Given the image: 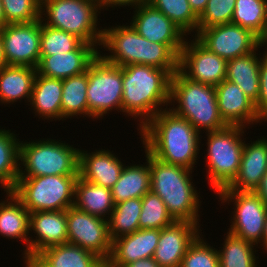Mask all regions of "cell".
Returning a JSON list of instances; mask_svg holds the SVG:
<instances>
[{
	"label": "cell",
	"instance_id": "1",
	"mask_svg": "<svg viewBox=\"0 0 267 267\" xmlns=\"http://www.w3.org/2000/svg\"><path fill=\"white\" fill-rule=\"evenodd\" d=\"M138 133L142 147L153 157L189 170L197 165L202 135L171 109L161 110Z\"/></svg>",
	"mask_w": 267,
	"mask_h": 267
},
{
	"label": "cell",
	"instance_id": "2",
	"mask_svg": "<svg viewBox=\"0 0 267 267\" xmlns=\"http://www.w3.org/2000/svg\"><path fill=\"white\" fill-rule=\"evenodd\" d=\"M172 74L165 69L133 64L122 66V112L139 122V131L170 104Z\"/></svg>",
	"mask_w": 267,
	"mask_h": 267
},
{
	"label": "cell",
	"instance_id": "3",
	"mask_svg": "<svg viewBox=\"0 0 267 267\" xmlns=\"http://www.w3.org/2000/svg\"><path fill=\"white\" fill-rule=\"evenodd\" d=\"M110 27L103 28L101 47H98L109 51L110 55L99 51L107 62L121 67L148 65L168 70L172 75L178 71L179 57L167 45L148 41L131 25Z\"/></svg>",
	"mask_w": 267,
	"mask_h": 267
},
{
	"label": "cell",
	"instance_id": "4",
	"mask_svg": "<svg viewBox=\"0 0 267 267\" xmlns=\"http://www.w3.org/2000/svg\"><path fill=\"white\" fill-rule=\"evenodd\" d=\"M149 168L150 191L162 199L173 219L199 224L202 201L192 181L193 170L165 163L151 154Z\"/></svg>",
	"mask_w": 267,
	"mask_h": 267
},
{
	"label": "cell",
	"instance_id": "5",
	"mask_svg": "<svg viewBox=\"0 0 267 267\" xmlns=\"http://www.w3.org/2000/svg\"><path fill=\"white\" fill-rule=\"evenodd\" d=\"M169 109L186 119L200 134L227 126L219 114L215 86L193 82L179 71L171 78Z\"/></svg>",
	"mask_w": 267,
	"mask_h": 267
},
{
	"label": "cell",
	"instance_id": "6",
	"mask_svg": "<svg viewBox=\"0 0 267 267\" xmlns=\"http://www.w3.org/2000/svg\"><path fill=\"white\" fill-rule=\"evenodd\" d=\"M99 10L97 0H41L40 20L97 48L103 36V27L98 25Z\"/></svg>",
	"mask_w": 267,
	"mask_h": 267
},
{
	"label": "cell",
	"instance_id": "7",
	"mask_svg": "<svg viewBox=\"0 0 267 267\" xmlns=\"http://www.w3.org/2000/svg\"><path fill=\"white\" fill-rule=\"evenodd\" d=\"M63 142L52 138L20 141L19 177L78 175L79 148Z\"/></svg>",
	"mask_w": 267,
	"mask_h": 267
},
{
	"label": "cell",
	"instance_id": "8",
	"mask_svg": "<svg viewBox=\"0 0 267 267\" xmlns=\"http://www.w3.org/2000/svg\"><path fill=\"white\" fill-rule=\"evenodd\" d=\"M243 129L245 127L226 126L204 134L207 136L206 174L209 179L208 184L216 194L227 188L238 174L246 140L243 137L245 134Z\"/></svg>",
	"mask_w": 267,
	"mask_h": 267
},
{
	"label": "cell",
	"instance_id": "9",
	"mask_svg": "<svg viewBox=\"0 0 267 267\" xmlns=\"http://www.w3.org/2000/svg\"><path fill=\"white\" fill-rule=\"evenodd\" d=\"M78 175L19 177L13 194L31 212L60 211L74 206Z\"/></svg>",
	"mask_w": 267,
	"mask_h": 267
},
{
	"label": "cell",
	"instance_id": "10",
	"mask_svg": "<svg viewBox=\"0 0 267 267\" xmlns=\"http://www.w3.org/2000/svg\"><path fill=\"white\" fill-rule=\"evenodd\" d=\"M87 77L88 118L102 120L112 110L122 113V67L98 54L87 68Z\"/></svg>",
	"mask_w": 267,
	"mask_h": 267
},
{
	"label": "cell",
	"instance_id": "11",
	"mask_svg": "<svg viewBox=\"0 0 267 267\" xmlns=\"http://www.w3.org/2000/svg\"><path fill=\"white\" fill-rule=\"evenodd\" d=\"M221 204L233 202L228 232L258 246H263L267 205L254 191L220 190ZM233 216V217H232Z\"/></svg>",
	"mask_w": 267,
	"mask_h": 267
},
{
	"label": "cell",
	"instance_id": "12",
	"mask_svg": "<svg viewBox=\"0 0 267 267\" xmlns=\"http://www.w3.org/2000/svg\"><path fill=\"white\" fill-rule=\"evenodd\" d=\"M69 244L96 254L104 262L109 259L112 240L109 235L108 220L90 215L75 206L66 210Z\"/></svg>",
	"mask_w": 267,
	"mask_h": 267
},
{
	"label": "cell",
	"instance_id": "13",
	"mask_svg": "<svg viewBox=\"0 0 267 267\" xmlns=\"http://www.w3.org/2000/svg\"><path fill=\"white\" fill-rule=\"evenodd\" d=\"M191 36L193 39H186L180 52L178 71L193 82L216 87L226 79L227 61Z\"/></svg>",
	"mask_w": 267,
	"mask_h": 267
},
{
	"label": "cell",
	"instance_id": "14",
	"mask_svg": "<svg viewBox=\"0 0 267 267\" xmlns=\"http://www.w3.org/2000/svg\"><path fill=\"white\" fill-rule=\"evenodd\" d=\"M194 35L210 52L226 61L247 55L260 45L256 35L234 23L198 29Z\"/></svg>",
	"mask_w": 267,
	"mask_h": 267
},
{
	"label": "cell",
	"instance_id": "15",
	"mask_svg": "<svg viewBox=\"0 0 267 267\" xmlns=\"http://www.w3.org/2000/svg\"><path fill=\"white\" fill-rule=\"evenodd\" d=\"M6 65L37 68L40 61L41 20L6 24L1 30Z\"/></svg>",
	"mask_w": 267,
	"mask_h": 267
},
{
	"label": "cell",
	"instance_id": "16",
	"mask_svg": "<svg viewBox=\"0 0 267 267\" xmlns=\"http://www.w3.org/2000/svg\"><path fill=\"white\" fill-rule=\"evenodd\" d=\"M133 9L130 25L148 41L167 45L179 57L187 35L149 3Z\"/></svg>",
	"mask_w": 267,
	"mask_h": 267
},
{
	"label": "cell",
	"instance_id": "17",
	"mask_svg": "<svg viewBox=\"0 0 267 267\" xmlns=\"http://www.w3.org/2000/svg\"><path fill=\"white\" fill-rule=\"evenodd\" d=\"M200 224L174 221L160 230L153 259L160 267H180L189 246L202 233Z\"/></svg>",
	"mask_w": 267,
	"mask_h": 267
},
{
	"label": "cell",
	"instance_id": "18",
	"mask_svg": "<svg viewBox=\"0 0 267 267\" xmlns=\"http://www.w3.org/2000/svg\"><path fill=\"white\" fill-rule=\"evenodd\" d=\"M215 90L219 114L227 126L249 128L250 125L255 126L263 121L254 102L235 83L225 79Z\"/></svg>",
	"mask_w": 267,
	"mask_h": 267
},
{
	"label": "cell",
	"instance_id": "19",
	"mask_svg": "<svg viewBox=\"0 0 267 267\" xmlns=\"http://www.w3.org/2000/svg\"><path fill=\"white\" fill-rule=\"evenodd\" d=\"M29 262L42 250L68 242L66 210L30 213Z\"/></svg>",
	"mask_w": 267,
	"mask_h": 267
},
{
	"label": "cell",
	"instance_id": "20",
	"mask_svg": "<svg viewBox=\"0 0 267 267\" xmlns=\"http://www.w3.org/2000/svg\"><path fill=\"white\" fill-rule=\"evenodd\" d=\"M159 236L160 229H139L112 240L106 263L110 267H125L137 260L153 257Z\"/></svg>",
	"mask_w": 267,
	"mask_h": 267
},
{
	"label": "cell",
	"instance_id": "21",
	"mask_svg": "<svg viewBox=\"0 0 267 267\" xmlns=\"http://www.w3.org/2000/svg\"><path fill=\"white\" fill-rule=\"evenodd\" d=\"M93 44L82 42L75 50L52 56H40L37 66L39 75L65 79L84 73L91 61L99 54Z\"/></svg>",
	"mask_w": 267,
	"mask_h": 267
},
{
	"label": "cell",
	"instance_id": "22",
	"mask_svg": "<svg viewBox=\"0 0 267 267\" xmlns=\"http://www.w3.org/2000/svg\"><path fill=\"white\" fill-rule=\"evenodd\" d=\"M79 149L78 176L88 182L111 189L118 181L125 163L113 151L88 152ZM117 156V157H116Z\"/></svg>",
	"mask_w": 267,
	"mask_h": 267
},
{
	"label": "cell",
	"instance_id": "23",
	"mask_svg": "<svg viewBox=\"0 0 267 267\" xmlns=\"http://www.w3.org/2000/svg\"><path fill=\"white\" fill-rule=\"evenodd\" d=\"M244 141L240 168L233 182L222 190L254 191L259 187L267 171V138L256 141Z\"/></svg>",
	"mask_w": 267,
	"mask_h": 267
},
{
	"label": "cell",
	"instance_id": "24",
	"mask_svg": "<svg viewBox=\"0 0 267 267\" xmlns=\"http://www.w3.org/2000/svg\"><path fill=\"white\" fill-rule=\"evenodd\" d=\"M5 197L0 201V235L26 243L22 258L29 262L30 212L12 191H6Z\"/></svg>",
	"mask_w": 267,
	"mask_h": 267
},
{
	"label": "cell",
	"instance_id": "25",
	"mask_svg": "<svg viewBox=\"0 0 267 267\" xmlns=\"http://www.w3.org/2000/svg\"><path fill=\"white\" fill-rule=\"evenodd\" d=\"M30 263L34 267H101L104 261L88 250L65 243L42 250Z\"/></svg>",
	"mask_w": 267,
	"mask_h": 267
},
{
	"label": "cell",
	"instance_id": "26",
	"mask_svg": "<svg viewBox=\"0 0 267 267\" xmlns=\"http://www.w3.org/2000/svg\"><path fill=\"white\" fill-rule=\"evenodd\" d=\"M62 79L35 76L32 95L28 105L35 116L45 120H61Z\"/></svg>",
	"mask_w": 267,
	"mask_h": 267
},
{
	"label": "cell",
	"instance_id": "27",
	"mask_svg": "<svg viewBox=\"0 0 267 267\" xmlns=\"http://www.w3.org/2000/svg\"><path fill=\"white\" fill-rule=\"evenodd\" d=\"M259 48L263 49L261 44L253 52L228 60L226 63V80L238 85L254 103L260 91L259 69L262 53L258 54Z\"/></svg>",
	"mask_w": 267,
	"mask_h": 267
},
{
	"label": "cell",
	"instance_id": "28",
	"mask_svg": "<svg viewBox=\"0 0 267 267\" xmlns=\"http://www.w3.org/2000/svg\"><path fill=\"white\" fill-rule=\"evenodd\" d=\"M36 74L34 67L3 66L0 69V103L7 106L22 99L30 102Z\"/></svg>",
	"mask_w": 267,
	"mask_h": 267
},
{
	"label": "cell",
	"instance_id": "29",
	"mask_svg": "<svg viewBox=\"0 0 267 267\" xmlns=\"http://www.w3.org/2000/svg\"><path fill=\"white\" fill-rule=\"evenodd\" d=\"M146 161L143 164L124 165L118 181L111 188L115 204L130 198H142L150 192L149 153L144 149Z\"/></svg>",
	"mask_w": 267,
	"mask_h": 267
},
{
	"label": "cell",
	"instance_id": "30",
	"mask_svg": "<svg viewBox=\"0 0 267 267\" xmlns=\"http://www.w3.org/2000/svg\"><path fill=\"white\" fill-rule=\"evenodd\" d=\"M74 206L90 215L108 220L115 203L111 189L88 182L78 176L75 185Z\"/></svg>",
	"mask_w": 267,
	"mask_h": 267
},
{
	"label": "cell",
	"instance_id": "31",
	"mask_svg": "<svg viewBox=\"0 0 267 267\" xmlns=\"http://www.w3.org/2000/svg\"><path fill=\"white\" fill-rule=\"evenodd\" d=\"M0 129V184L6 191H12L19 178L20 139L19 134Z\"/></svg>",
	"mask_w": 267,
	"mask_h": 267
},
{
	"label": "cell",
	"instance_id": "32",
	"mask_svg": "<svg viewBox=\"0 0 267 267\" xmlns=\"http://www.w3.org/2000/svg\"><path fill=\"white\" fill-rule=\"evenodd\" d=\"M62 87L61 120L74 116L78 119V115L88 118L87 70L82 74L62 79Z\"/></svg>",
	"mask_w": 267,
	"mask_h": 267
},
{
	"label": "cell",
	"instance_id": "33",
	"mask_svg": "<svg viewBox=\"0 0 267 267\" xmlns=\"http://www.w3.org/2000/svg\"><path fill=\"white\" fill-rule=\"evenodd\" d=\"M222 249H217L219 267H257V245L227 231ZM257 258V259H256Z\"/></svg>",
	"mask_w": 267,
	"mask_h": 267
},
{
	"label": "cell",
	"instance_id": "34",
	"mask_svg": "<svg viewBox=\"0 0 267 267\" xmlns=\"http://www.w3.org/2000/svg\"><path fill=\"white\" fill-rule=\"evenodd\" d=\"M141 208V198H130L126 201L115 204V207L108 219V228L111 240L123 235L132 234L139 230Z\"/></svg>",
	"mask_w": 267,
	"mask_h": 267
},
{
	"label": "cell",
	"instance_id": "35",
	"mask_svg": "<svg viewBox=\"0 0 267 267\" xmlns=\"http://www.w3.org/2000/svg\"><path fill=\"white\" fill-rule=\"evenodd\" d=\"M267 19V0H236L231 23L250 30L259 39Z\"/></svg>",
	"mask_w": 267,
	"mask_h": 267
},
{
	"label": "cell",
	"instance_id": "36",
	"mask_svg": "<svg viewBox=\"0 0 267 267\" xmlns=\"http://www.w3.org/2000/svg\"><path fill=\"white\" fill-rule=\"evenodd\" d=\"M153 8L161 11L186 35L198 31V16L193 12L188 0H148Z\"/></svg>",
	"mask_w": 267,
	"mask_h": 267
},
{
	"label": "cell",
	"instance_id": "37",
	"mask_svg": "<svg viewBox=\"0 0 267 267\" xmlns=\"http://www.w3.org/2000/svg\"><path fill=\"white\" fill-rule=\"evenodd\" d=\"M82 42L74 34L50 27L41 21L40 56L71 52Z\"/></svg>",
	"mask_w": 267,
	"mask_h": 267
},
{
	"label": "cell",
	"instance_id": "38",
	"mask_svg": "<svg viewBox=\"0 0 267 267\" xmlns=\"http://www.w3.org/2000/svg\"><path fill=\"white\" fill-rule=\"evenodd\" d=\"M142 208L139 217V229H162L175 220L168 213L162 199L152 193H146L142 198Z\"/></svg>",
	"mask_w": 267,
	"mask_h": 267
},
{
	"label": "cell",
	"instance_id": "39",
	"mask_svg": "<svg viewBox=\"0 0 267 267\" xmlns=\"http://www.w3.org/2000/svg\"><path fill=\"white\" fill-rule=\"evenodd\" d=\"M5 24L33 23L40 19L41 0H1Z\"/></svg>",
	"mask_w": 267,
	"mask_h": 267
},
{
	"label": "cell",
	"instance_id": "40",
	"mask_svg": "<svg viewBox=\"0 0 267 267\" xmlns=\"http://www.w3.org/2000/svg\"><path fill=\"white\" fill-rule=\"evenodd\" d=\"M180 267H219L217 248L209 245L201 233L189 246Z\"/></svg>",
	"mask_w": 267,
	"mask_h": 267
},
{
	"label": "cell",
	"instance_id": "41",
	"mask_svg": "<svg viewBox=\"0 0 267 267\" xmlns=\"http://www.w3.org/2000/svg\"><path fill=\"white\" fill-rule=\"evenodd\" d=\"M236 0H208L207 6L198 17V29L231 23Z\"/></svg>",
	"mask_w": 267,
	"mask_h": 267
},
{
	"label": "cell",
	"instance_id": "42",
	"mask_svg": "<svg viewBox=\"0 0 267 267\" xmlns=\"http://www.w3.org/2000/svg\"><path fill=\"white\" fill-rule=\"evenodd\" d=\"M259 76L260 91L258 99L254 105L259 117L264 122H267V47L266 51L261 55Z\"/></svg>",
	"mask_w": 267,
	"mask_h": 267
},
{
	"label": "cell",
	"instance_id": "43",
	"mask_svg": "<svg viewBox=\"0 0 267 267\" xmlns=\"http://www.w3.org/2000/svg\"><path fill=\"white\" fill-rule=\"evenodd\" d=\"M148 0H99L98 3H99V8H100V11H104V8L105 10L107 11L109 7L113 8L112 10L115 9V7H128L130 6L131 8H136L138 7L140 4H144V3H147Z\"/></svg>",
	"mask_w": 267,
	"mask_h": 267
},
{
	"label": "cell",
	"instance_id": "44",
	"mask_svg": "<svg viewBox=\"0 0 267 267\" xmlns=\"http://www.w3.org/2000/svg\"><path fill=\"white\" fill-rule=\"evenodd\" d=\"M125 267H160V265L153 259V257H150L137 260L127 264Z\"/></svg>",
	"mask_w": 267,
	"mask_h": 267
},
{
	"label": "cell",
	"instance_id": "45",
	"mask_svg": "<svg viewBox=\"0 0 267 267\" xmlns=\"http://www.w3.org/2000/svg\"><path fill=\"white\" fill-rule=\"evenodd\" d=\"M191 9L199 17L207 6L208 0H188Z\"/></svg>",
	"mask_w": 267,
	"mask_h": 267
},
{
	"label": "cell",
	"instance_id": "46",
	"mask_svg": "<svg viewBox=\"0 0 267 267\" xmlns=\"http://www.w3.org/2000/svg\"><path fill=\"white\" fill-rule=\"evenodd\" d=\"M255 192L260 196L261 200L267 205V171L262 177V181Z\"/></svg>",
	"mask_w": 267,
	"mask_h": 267
},
{
	"label": "cell",
	"instance_id": "47",
	"mask_svg": "<svg viewBox=\"0 0 267 267\" xmlns=\"http://www.w3.org/2000/svg\"><path fill=\"white\" fill-rule=\"evenodd\" d=\"M6 66L5 58H4V52H3V41L0 33V69Z\"/></svg>",
	"mask_w": 267,
	"mask_h": 267
},
{
	"label": "cell",
	"instance_id": "48",
	"mask_svg": "<svg viewBox=\"0 0 267 267\" xmlns=\"http://www.w3.org/2000/svg\"><path fill=\"white\" fill-rule=\"evenodd\" d=\"M259 42L263 47L265 48L267 47V19H266V25L263 31V36L259 39Z\"/></svg>",
	"mask_w": 267,
	"mask_h": 267
},
{
	"label": "cell",
	"instance_id": "49",
	"mask_svg": "<svg viewBox=\"0 0 267 267\" xmlns=\"http://www.w3.org/2000/svg\"><path fill=\"white\" fill-rule=\"evenodd\" d=\"M262 249L265 250L266 253H267V217H266V220H265L264 235H263V247H262Z\"/></svg>",
	"mask_w": 267,
	"mask_h": 267
},
{
	"label": "cell",
	"instance_id": "50",
	"mask_svg": "<svg viewBox=\"0 0 267 267\" xmlns=\"http://www.w3.org/2000/svg\"><path fill=\"white\" fill-rule=\"evenodd\" d=\"M6 25L4 21V14H3V9H2V2L0 0V30L1 28Z\"/></svg>",
	"mask_w": 267,
	"mask_h": 267
},
{
	"label": "cell",
	"instance_id": "51",
	"mask_svg": "<svg viewBox=\"0 0 267 267\" xmlns=\"http://www.w3.org/2000/svg\"><path fill=\"white\" fill-rule=\"evenodd\" d=\"M24 262V266L23 267H34L30 262Z\"/></svg>",
	"mask_w": 267,
	"mask_h": 267
},
{
	"label": "cell",
	"instance_id": "52",
	"mask_svg": "<svg viewBox=\"0 0 267 267\" xmlns=\"http://www.w3.org/2000/svg\"><path fill=\"white\" fill-rule=\"evenodd\" d=\"M101 267H110V266L106 262H104Z\"/></svg>",
	"mask_w": 267,
	"mask_h": 267
}]
</instances>
